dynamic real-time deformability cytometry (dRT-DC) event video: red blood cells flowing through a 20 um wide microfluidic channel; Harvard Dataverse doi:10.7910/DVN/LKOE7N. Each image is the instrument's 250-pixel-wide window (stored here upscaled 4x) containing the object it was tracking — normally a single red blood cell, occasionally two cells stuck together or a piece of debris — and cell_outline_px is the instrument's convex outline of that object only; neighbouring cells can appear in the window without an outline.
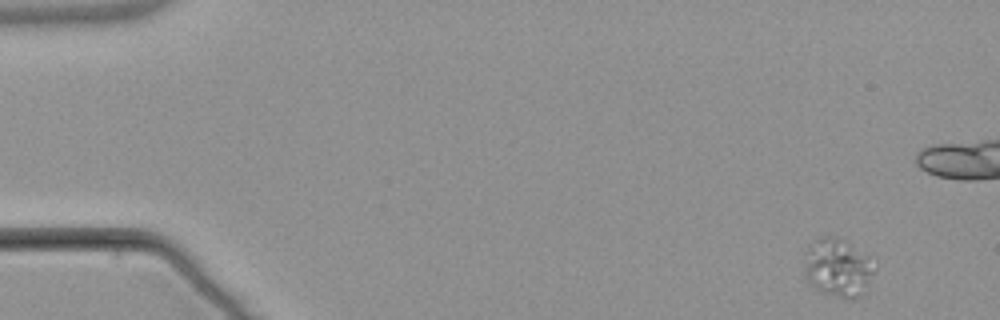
{"species": "common noctule bat (a hibernating species)", "species_latin": "Nyctalus noctula", "temperature_condition": "warm", "stored_images_in_passage": 5, "camera_frame_rate_fps": 3000, "um_per_image_px": 0.085, "animal": {"sex": "male", "body_mass_g": 21.5, "forearm_length_mm": 52.0}, "frame": {"image": 1, "passage_image": 1, "time_ms": 0.0, "image_size_px": [1000, 320], "cell_outline_px": [[876, 268], [868, 284], [860, 296], [844, 300], [820, 292], [812, 288], [804, 276], [804, 252], [808, 244], [820, 236], [836, 236], [868, 256]], "centroid_in_image_um": [71.14, 22.77], "position_along_channel_um": 13.9, "area_um2": 24.28}}